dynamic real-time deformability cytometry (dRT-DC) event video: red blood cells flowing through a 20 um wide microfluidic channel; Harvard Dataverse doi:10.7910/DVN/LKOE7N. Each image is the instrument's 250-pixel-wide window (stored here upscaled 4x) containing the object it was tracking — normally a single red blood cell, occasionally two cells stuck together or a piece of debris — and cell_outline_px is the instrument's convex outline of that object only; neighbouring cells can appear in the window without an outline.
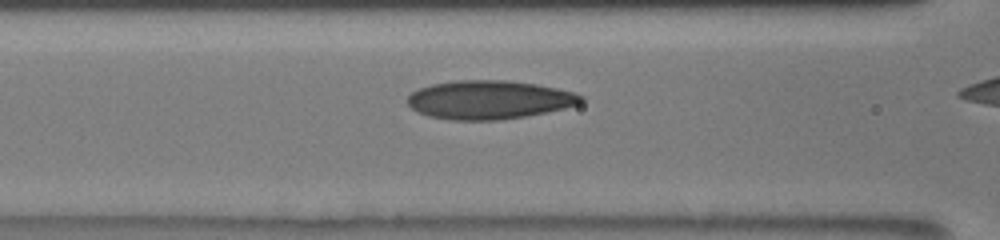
{"species": "human", "species_latin": "Homo sapiens", "temperature_condition": "room temperature", "stored_images_in_passage": 33, "camera_frame_rate_fps": 3000, "um_per_image_px": 0.085, "donor": {"sex": "male"}, "frame": {"image": 1, "passage_image": 12, "time_ms": 3.667, "image_size_px": [1000, 240], "cell_outline_px": [[584, 100], [580, 104], [564, 108], [524, 116], [500, 120], [452, 120], [428, 116], [412, 108], [408, 104], [408, 96], [412, 92], [420, 88], [432, 84], [456, 80], [504, 80], [536, 84], [576, 92], [584, 96]], "centroid_in_image_um": [41.6, 8.48], "position_along_channel_um": 125.0, "area_um2": 38.96}}
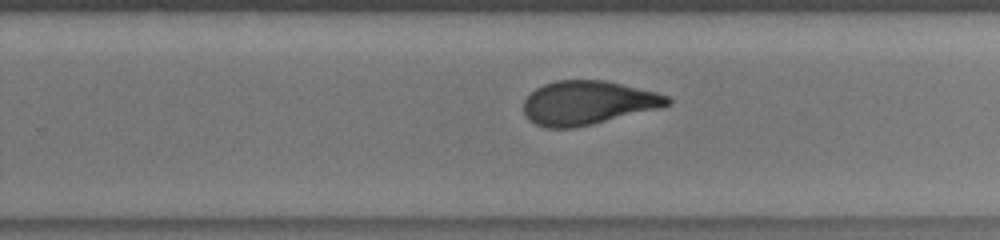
{"frame": {"image": 2, "passage_image": 24, "time_ms": 7.667, "image_size_px": [1000, 240], "cell_outline_px": [[672, 104], [660, 108], [592, 124], [572, 128], [544, 128], [528, 120], [524, 116], [524, 100], [536, 88], [544, 84], [556, 80], [604, 80], [656, 92], [668, 96], [672, 100]], "centroid_in_image_um": [49.95, 8.74], "position_along_channel_um": 279.8, "area_um2": 36.76}}
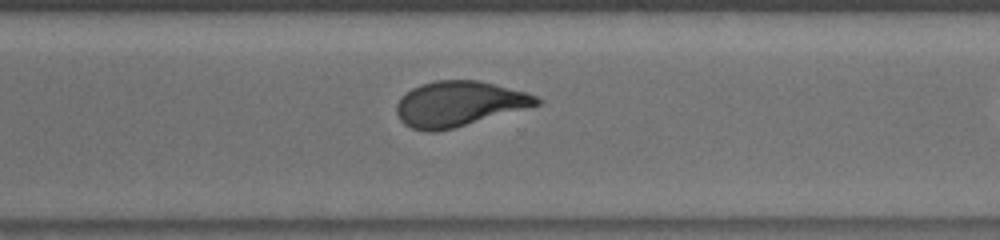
{"frame": {"image": 3, "passage_image": 28, "time_ms": 9.0, "image_size_px": [1000, 240], "cell_outline_px": [[544, 100], [540, 104], [452, 128], [436, 132], [424, 132], [412, 128], [404, 124], [400, 120], [396, 112], [396, 104], [412, 88], [420, 84], [436, 80], [476, 80], [496, 84], [528, 92]], "centroid_in_image_um": [39.01, 8.82], "position_along_channel_um": 331.6, "area_um2": 36.65}}